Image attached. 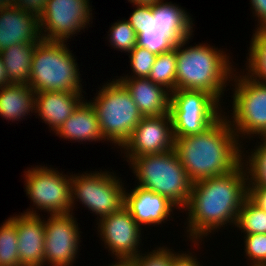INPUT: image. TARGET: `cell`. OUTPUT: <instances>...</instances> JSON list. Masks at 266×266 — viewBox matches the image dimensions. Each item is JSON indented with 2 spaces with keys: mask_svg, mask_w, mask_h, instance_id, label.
<instances>
[{
  "mask_svg": "<svg viewBox=\"0 0 266 266\" xmlns=\"http://www.w3.org/2000/svg\"><path fill=\"white\" fill-rule=\"evenodd\" d=\"M248 196V176L243 163L229 174L194 182L187 205L182 209L188 213L187 239L195 247L200 246L203 237L225 225L235 226Z\"/></svg>",
  "mask_w": 266,
  "mask_h": 266,
  "instance_id": "6da1fadb",
  "label": "cell"
},
{
  "mask_svg": "<svg viewBox=\"0 0 266 266\" xmlns=\"http://www.w3.org/2000/svg\"><path fill=\"white\" fill-rule=\"evenodd\" d=\"M241 144L225 112L202 133L174 137V150L193 183L235 170L245 152Z\"/></svg>",
  "mask_w": 266,
  "mask_h": 266,
  "instance_id": "7a4b0ae2",
  "label": "cell"
},
{
  "mask_svg": "<svg viewBox=\"0 0 266 266\" xmlns=\"http://www.w3.org/2000/svg\"><path fill=\"white\" fill-rule=\"evenodd\" d=\"M189 40L176 43V90L204 91L221 104L234 72L231 56L208 43L185 47Z\"/></svg>",
  "mask_w": 266,
  "mask_h": 266,
  "instance_id": "3957f363",
  "label": "cell"
},
{
  "mask_svg": "<svg viewBox=\"0 0 266 266\" xmlns=\"http://www.w3.org/2000/svg\"><path fill=\"white\" fill-rule=\"evenodd\" d=\"M126 159L139 187L168 198L180 210L187 205L193 182L174 149Z\"/></svg>",
  "mask_w": 266,
  "mask_h": 266,
  "instance_id": "277c9868",
  "label": "cell"
},
{
  "mask_svg": "<svg viewBox=\"0 0 266 266\" xmlns=\"http://www.w3.org/2000/svg\"><path fill=\"white\" fill-rule=\"evenodd\" d=\"M65 42L41 40L34 49L29 86L43 91L85 92L79 67Z\"/></svg>",
  "mask_w": 266,
  "mask_h": 266,
  "instance_id": "5b68a950",
  "label": "cell"
},
{
  "mask_svg": "<svg viewBox=\"0 0 266 266\" xmlns=\"http://www.w3.org/2000/svg\"><path fill=\"white\" fill-rule=\"evenodd\" d=\"M96 95L89 102L97 114L101 134L105 141L121 149L143 116L117 78L102 85Z\"/></svg>",
  "mask_w": 266,
  "mask_h": 266,
  "instance_id": "8992f818",
  "label": "cell"
},
{
  "mask_svg": "<svg viewBox=\"0 0 266 266\" xmlns=\"http://www.w3.org/2000/svg\"><path fill=\"white\" fill-rule=\"evenodd\" d=\"M235 71L231 78L233 88L230 87L234 92L232 116L225 117L238 140L266 137V84L251 79L245 71L239 72L242 75Z\"/></svg>",
  "mask_w": 266,
  "mask_h": 266,
  "instance_id": "52a82bcc",
  "label": "cell"
},
{
  "mask_svg": "<svg viewBox=\"0 0 266 266\" xmlns=\"http://www.w3.org/2000/svg\"><path fill=\"white\" fill-rule=\"evenodd\" d=\"M76 201L92 211L90 213H94L95 216L97 215V220L102 219L114 212L120 211L124 207V183L114 172L107 170L84 172V174L78 175L71 174L72 212L74 211Z\"/></svg>",
  "mask_w": 266,
  "mask_h": 266,
  "instance_id": "ba28073f",
  "label": "cell"
},
{
  "mask_svg": "<svg viewBox=\"0 0 266 266\" xmlns=\"http://www.w3.org/2000/svg\"><path fill=\"white\" fill-rule=\"evenodd\" d=\"M221 105L204 91L174 90L170 93L169 108L173 137L204 132L223 115Z\"/></svg>",
  "mask_w": 266,
  "mask_h": 266,
  "instance_id": "9c48e42d",
  "label": "cell"
},
{
  "mask_svg": "<svg viewBox=\"0 0 266 266\" xmlns=\"http://www.w3.org/2000/svg\"><path fill=\"white\" fill-rule=\"evenodd\" d=\"M24 171V185L34 208L26 214L38 215L36 209L50 215L67 214L71 211V174L60 173L55 168L37 165Z\"/></svg>",
  "mask_w": 266,
  "mask_h": 266,
  "instance_id": "30bf717a",
  "label": "cell"
},
{
  "mask_svg": "<svg viewBox=\"0 0 266 266\" xmlns=\"http://www.w3.org/2000/svg\"><path fill=\"white\" fill-rule=\"evenodd\" d=\"M90 0H48L39 17L42 40L66 42L92 23ZM44 31V32H43ZM77 32V33H76Z\"/></svg>",
  "mask_w": 266,
  "mask_h": 266,
  "instance_id": "8fae6325",
  "label": "cell"
},
{
  "mask_svg": "<svg viewBox=\"0 0 266 266\" xmlns=\"http://www.w3.org/2000/svg\"><path fill=\"white\" fill-rule=\"evenodd\" d=\"M73 214L50 215L44 220V266H72L77 260L81 231Z\"/></svg>",
  "mask_w": 266,
  "mask_h": 266,
  "instance_id": "7c38bea8",
  "label": "cell"
},
{
  "mask_svg": "<svg viewBox=\"0 0 266 266\" xmlns=\"http://www.w3.org/2000/svg\"><path fill=\"white\" fill-rule=\"evenodd\" d=\"M98 221V235L113 257L133 259L141 254L139 248L143 228L125 207Z\"/></svg>",
  "mask_w": 266,
  "mask_h": 266,
  "instance_id": "4fadbf2b",
  "label": "cell"
},
{
  "mask_svg": "<svg viewBox=\"0 0 266 266\" xmlns=\"http://www.w3.org/2000/svg\"><path fill=\"white\" fill-rule=\"evenodd\" d=\"M121 148L126 154L125 158L173 150L174 137L170 113L143 116Z\"/></svg>",
  "mask_w": 266,
  "mask_h": 266,
  "instance_id": "5bb4252c",
  "label": "cell"
},
{
  "mask_svg": "<svg viewBox=\"0 0 266 266\" xmlns=\"http://www.w3.org/2000/svg\"><path fill=\"white\" fill-rule=\"evenodd\" d=\"M42 40L39 17L0 0V51L21 43Z\"/></svg>",
  "mask_w": 266,
  "mask_h": 266,
  "instance_id": "9a60e30c",
  "label": "cell"
},
{
  "mask_svg": "<svg viewBox=\"0 0 266 266\" xmlns=\"http://www.w3.org/2000/svg\"><path fill=\"white\" fill-rule=\"evenodd\" d=\"M132 190V191H131ZM130 192L125 188L124 207L130 212L133 219L142 228L145 225H160L172 218L173 210L178 207L168 198L149 191L138 185ZM172 212V213H171Z\"/></svg>",
  "mask_w": 266,
  "mask_h": 266,
  "instance_id": "2e32d148",
  "label": "cell"
},
{
  "mask_svg": "<svg viewBox=\"0 0 266 266\" xmlns=\"http://www.w3.org/2000/svg\"><path fill=\"white\" fill-rule=\"evenodd\" d=\"M18 257L22 266H44V219L39 215L16 214Z\"/></svg>",
  "mask_w": 266,
  "mask_h": 266,
  "instance_id": "e0dca14e",
  "label": "cell"
},
{
  "mask_svg": "<svg viewBox=\"0 0 266 266\" xmlns=\"http://www.w3.org/2000/svg\"><path fill=\"white\" fill-rule=\"evenodd\" d=\"M82 92L43 91L35 93V112L56 132L84 101Z\"/></svg>",
  "mask_w": 266,
  "mask_h": 266,
  "instance_id": "ac0fdd59",
  "label": "cell"
},
{
  "mask_svg": "<svg viewBox=\"0 0 266 266\" xmlns=\"http://www.w3.org/2000/svg\"><path fill=\"white\" fill-rule=\"evenodd\" d=\"M127 20L137 34V46L158 55L170 51L175 43L165 34L157 19L153 17L152 5L135 4Z\"/></svg>",
  "mask_w": 266,
  "mask_h": 266,
  "instance_id": "d6986e66",
  "label": "cell"
},
{
  "mask_svg": "<svg viewBox=\"0 0 266 266\" xmlns=\"http://www.w3.org/2000/svg\"><path fill=\"white\" fill-rule=\"evenodd\" d=\"M126 87L142 116L169 113L170 92L148 78H118Z\"/></svg>",
  "mask_w": 266,
  "mask_h": 266,
  "instance_id": "ffe728a7",
  "label": "cell"
},
{
  "mask_svg": "<svg viewBox=\"0 0 266 266\" xmlns=\"http://www.w3.org/2000/svg\"><path fill=\"white\" fill-rule=\"evenodd\" d=\"M84 100L55 132V135H59L58 137L67 139L68 141L70 139L73 142H104L105 139L99 128V121L95 109L89 101H86L87 99L84 98Z\"/></svg>",
  "mask_w": 266,
  "mask_h": 266,
  "instance_id": "44dd1931",
  "label": "cell"
},
{
  "mask_svg": "<svg viewBox=\"0 0 266 266\" xmlns=\"http://www.w3.org/2000/svg\"><path fill=\"white\" fill-rule=\"evenodd\" d=\"M188 13L181 6L164 0L152 5L153 17L175 44L194 35V23Z\"/></svg>",
  "mask_w": 266,
  "mask_h": 266,
  "instance_id": "7402d4cb",
  "label": "cell"
},
{
  "mask_svg": "<svg viewBox=\"0 0 266 266\" xmlns=\"http://www.w3.org/2000/svg\"><path fill=\"white\" fill-rule=\"evenodd\" d=\"M34 106L35 92L29 85L10 83L0 87V116L2 118L12 122L20 121L28 114L35 112Z\"/></svg>",
  "mask_w": 266,
  "mask_h": 266,
  "instance_id": "603a6c76",
  "label": "cell"
},
{
  "mask_svg": "<svg viewBox=\"0 0 266 266\" xmlns=\"http://www.w3.org/2000/svg\"><path fill=\"white\" fill-rule=\"evenodd\" d=\"M38 42L16 44L0 51L8 82L29 84L34 49Z\"/></svg>",
  "mask_w": 266,
  "mask_h": 266,
  "instance_id": "cb8c5ba5",
  "label": "cell"
},
{
  "mask_svg": "<svg viewBox=\"0 0 266 266\" xmlns=\"http://www.w3.org/2000/svg\"><path fill=\"white\" fill-rule=\"evenodd\" d=\"M246 62V75L266 84V29L254 31Z\"/></svg>",
  "mask_w": 266,
  "mask_h": 266,
  "instance_id": "d4e9b609",
  "label": "cell"
},
{
  "mask_svg": "<svg viewBox=\"0 0 266 266\" xmlns=\"http://www.w3.org/2000/svg\"><path fill=\"white\" fill-rule=\"evenodd\" d=\"M176 44L170 51L157 55L148 79L170 93L176 90Z\"/></svg>",
  "mask_w": 266,
  "mask_h": 266,
  "instance_id": "484cf974",
  "label": "cell"
},
{
  "mask_svg": "<svg viewBox=\"0 0 266 266\" xmlns=\"http://www.w3.org/2000/svg\"><path fill=\"white\" fill-rule=\"evenodd\" d=\"M235 226L245 235L266 234V210L248 196L243 201Z\"/></svg>",
  "mask_w": 266,
  "mask_h": 266,
  "instance_id": "4316f807",
  "label": "cell"
},
{
  "mask_svg": "<svg viewBox=\"0 0 266 266\" xmlns=\"http://www.w3.org/2000/svg\"><path fill=\"white\" fill-rule=\"evenodd\" d=\"M259 139L257 142L259 145L253 151L247 152L250 155L242 153L244 159L242 163L247 170L248 187H266V137Z\"/></svg>",
  "mask_w": 266,
  "mask_h": 266,
  "instance_id": "83f0119b",
  "label": "cell"
},
{
  "mask_svg": "<svg viewBox=\"0 0 266 266\" xmlns=\"http://www.w3.org/2000/svg\"><path fill=\"white\" fill-rule=\"evenodd\" d=\"M16 215L0 226V266H22L18 257Z\"/></svg>",
  "mask_w": 266,
  "mask_h": 266,
  "instance_id": "f1b7e54d",
  "label": "cell"
},
{
  "mask_svg": "<svg viewBox=\"0 0 266 266\" xmlns=\"http://www.w3.org/2000/svg\"><path fill=\"white\" fill-rule=\"evenodd\" d=\"M109 32L107 39L115 50L130 53L137 46V34L126 19L113 23Z\"/></svg>",
  "mask_w": 266,
  "mask_h": 266,
  "instance_id": "f546056e",
  "label": "cell"
},
{
  "mask_svg": "<svg viewBox=\"0 0 266 266\" xmlns=\"http://www.w3.org/2000/svg\"><path fill=\"white\" fill-rule=\"evenodd\" d=\"M128 55L131 73L134 74H127L120 78H148L157 55L140 46H136Z\"/></svg>",
  "mask_w": 266,
  "mask_h": 266,
  "instance_id": "4dcf8cb0",
  "label": "cell"
},
{
  "mask_svg": "<svg viewBox=\"0 0 266 266\" xmlns=\"http://www.w3.org/2000/svg\"><path fill=\"white\" fill-rule=\"evenodd\" d=\"M244 236V251L248 257L249 266H266V234H251Z\"/></svg>",
  "mask_w": 266,
  "mask_h": 266,
  "instance_id": "1f68e13d",
  "label": "cell"
},
{
  "mask_svg": "<svg viewBox=\"0 0 266 266\" xmlns=\"http://www.w3.org/2000/svg\"><path fill=\"white\" fill-rule=\"evenodd\" d=\"M169 249V247L160 246L156 247L154 250L149 252H145V254L141 252L139 256L133 258V262L135 266H171L172 258L176 254L174 250Z\"/></svg>",
  "mask_w": 266,
  "mask_h": 266,
  "instance_id": "d6a6232c",
  "label": "cell"
},
{
  "mask_svg": "<svg viewBox=\"0 0 266 266\" xmlns=\"http://www.w3.org/2000/svg\"><path fill=\"white\" fill-rule=\"evenodd\" d=\"M8 2L14 4L17 8L35 14L40 17L44 10L45 4L48 0H7Z\"/></svg>",
  "mask_w": 266,
  "mask_h": 266,
  "instance_id": "836d02e7",
  "label": "cell"
},
{
  "mask_svg": "<svg viewBox=\"0 0 266 266\" xmlns=\"http://www.w3.org/2000/svg\"><path fill=\"white\" fill-rule=\"evenodd\" d=\"M252 14L255 16L259 27L255 29H266V0H250Z\"/></svg>",
  "mask_w": 266,
  "mask_h": 266,
  "instance_id": "e575fe53",
  "label": "cell"
},
{
  "mask_svg": "<svg viewBox=\"0 0 266 266\" xmlns=\"http://www.w3.org/2000/svg\"><path fill=\"white\" fill-rule=\"evenodd\" d=\"M196 257L197 256H194L192 252L180 253V251H178L172 258L171 266H203Z\"/></svg>",
  "mask_w": 266,
  "mask_h": 266,
  "instance_id": "d590c367",
  "label": "cell"
},
{
  "mask_svg": "<svg viewBox=\"0 0 266 266\" xmlns=\"http://www.w3.org/2000/svg\"><path fill=\"white\" fill-rule=\"evenodd\" d=\"M249 197L266 210V187H249Z\"/></svg>",
  "mask_w": 266,
  "mask_h": 266,
  "instance_id": "8d00e7d4",
  "label": "cell"
},
{
  "mask_svg": "<svg viewBox=\"0 0 266 266\" xmlns=\"http://www.w3.org/2000/svg\"><path fill=\"white\" fill-rule=\"evenodd\" d=\"M10 84L8 82V75L6 73V69L4 67V63L2 62V59L0 57V87L6 86Z\"/></svg>",
  "mask_w": 266,
  "mask_h": 266,
  "instance_id": "74e56055",
  "label": "cell"
},
{
  "mask_svg": "<svg viewBox=\"0 0 266 266\" xmlns=\"http://www.w3.org/2000/svg\"><path fill=\"white\" fill-rule=\"evenodd\" d=\"M116 262L108 264V266H135L132 259L128 258H115Z\"/></svg>",
  "mask_w": 266,
  "mask_h": 266,
  "instance_id": "f35d334b",
  "label": "cell"
},
{
  "mask_svg": "<svg viewBox=\"0 0 266 266\" xmlns=\"http://www.w3.org/2000/svg\"><path fill=\"white\" fill-rule=\"evenodd\" d=\"M130 3H132L133 5L135 4H141V5H153V4H157L160 1L163 0H128Z\"/></svg>",
  "mask_w": 266,
  "mask_h": 266,
  "instance_id": "ab89813d",
  "label": "cell"
}]
</instances>
